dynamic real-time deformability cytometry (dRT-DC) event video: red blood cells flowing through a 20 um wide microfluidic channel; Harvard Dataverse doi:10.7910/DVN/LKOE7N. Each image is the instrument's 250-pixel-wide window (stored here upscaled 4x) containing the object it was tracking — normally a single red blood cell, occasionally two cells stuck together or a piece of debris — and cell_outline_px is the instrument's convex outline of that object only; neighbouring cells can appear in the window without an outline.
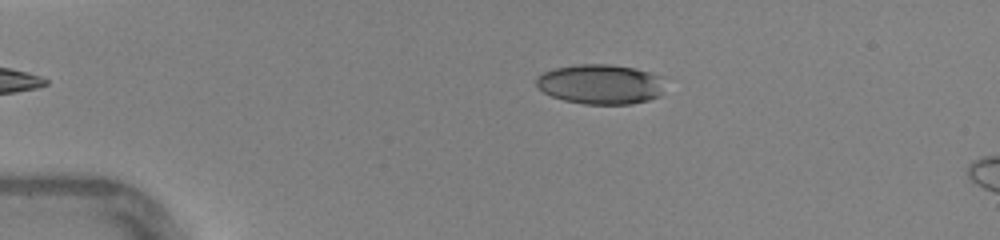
{"species": "human", "species_latin": "Homo sapiens", "temperature_condition": "warm", "stored_images_in_passage": 32, "camera_frame_rate_fps": 3000, "um_per_image_px": 0.085, "donor": {"sex": "female"}, "frame": {"image": 1, "passage_image": 2, "time_ms": 0.333, "image_size_px": [1000, 240], "cell_outline_px": [[660, 96], [648, 100], [632, 104], [584, 104], [564, 100], [552, 96], [544, 92], [536, 84], [536, 76], [544, 72], [556, 68], [576, 64], [612, 64], [636, 68], [660, 76]], "centroid_in_image_um": [51.0, 7.15], "position_along_channel_um": 34.0, "area_um2": 29.65}}
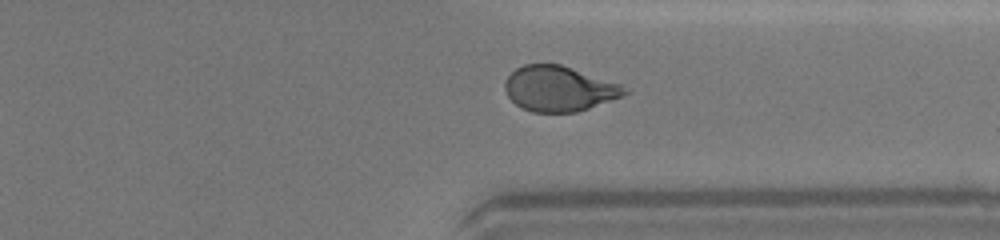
{"frame": {"image": 2, "passage_image": 28, "time_ms": 9.0, "image_size_px": [1000, 240], "cell_outline_px": [[628, 92], [620, 96], [588, 108], [576, 112], [532, 112], [520, 108], [508, 96], [504, 88], [504, 84], [508, 76], [516, 68], [524, 64], [560, 64], [620, 84]], "centroid_in_image_um": [47.45, 7.54], "position_along_channel_um": 363.9, "area_um2": 31.1}}
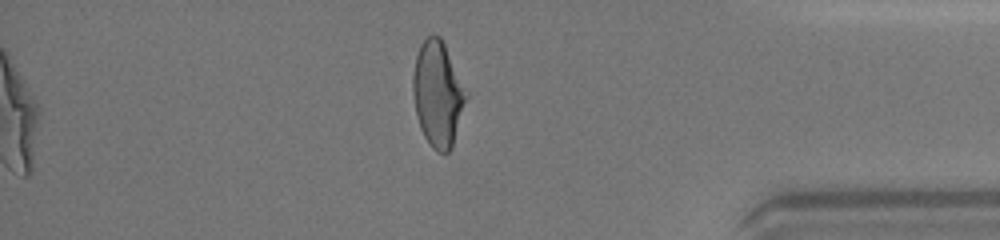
{"frame": {"image": 3, "passage_image": 32, "time_ms": 10.333, "image_size_px": [1000, 240], "cell_outline_px": [[468, 96], [452, 148], [448, 152], [436, 152], [432, 148], [424, 136], [420, 128], [416, 116], [412, 92], [412, 76], [416, 56], [420, 44], [428, 36], [440, 36], [468, 92]], "centroid_in_image_um": [37.21, 8.01], "position_along_channel_um": 398.0, "area_um2": 32.77}, "authors_computed_cell_mechanics": {"area_um2": 31.9634, "velocity_mm_per_s": 4.4162, "shape_relaxation_time_tau1_ms": 5.2822, "shape_relaxation_time_tau2_ms": 1.0354, "deformation_change_tau1": 0.193, "deformation_change_tau2": 0.0738}}